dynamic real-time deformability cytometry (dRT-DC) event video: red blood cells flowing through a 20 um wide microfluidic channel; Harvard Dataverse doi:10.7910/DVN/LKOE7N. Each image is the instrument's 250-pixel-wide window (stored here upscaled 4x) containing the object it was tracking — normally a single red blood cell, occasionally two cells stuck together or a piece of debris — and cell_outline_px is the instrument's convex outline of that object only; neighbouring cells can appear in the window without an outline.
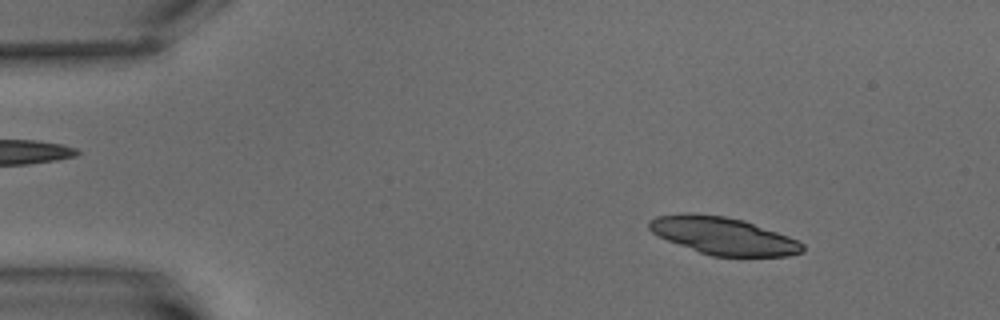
{"species": "common noctule bat (a hibernating species)", "species_latin": "Nyctalus noctula", "temperature_condition": "warm", "stored_images_in_passage": 4, "camera_frame_rate_fps": 3000, "um_per_image_px": 0.085, "animal": {"sex": "male", "body_mass_g": 15.6}, "frame": {"image": 1, "passage_image": 1, "time_ms": 0.0, "image_size_px": [1000, 320], "cell_outline_px": [[804, 252], [788, 256], [712, 256], [700, 252], [668, 240], [652, 232], [648, 228], [648, 220], [656, 216], [680, 212], [692, 212], [724, 216], [744, 220], [788, 236], [804, 244]], "centroid_in_image_um": [61.45, 20.02], "position_along_channel_um": 23.5, "area_um2": 33.47}}